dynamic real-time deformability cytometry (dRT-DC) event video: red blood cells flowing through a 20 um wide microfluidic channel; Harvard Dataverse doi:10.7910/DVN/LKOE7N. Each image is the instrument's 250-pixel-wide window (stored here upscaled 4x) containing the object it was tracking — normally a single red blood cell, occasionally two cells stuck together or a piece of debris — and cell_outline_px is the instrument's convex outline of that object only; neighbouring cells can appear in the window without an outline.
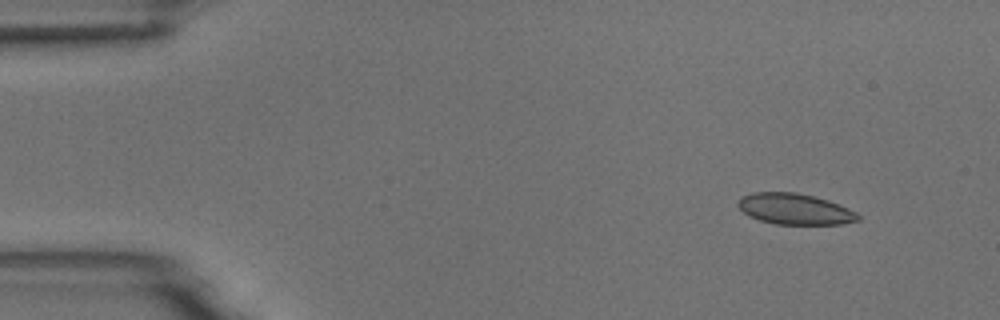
{"species": "common noctule bat (a hibernating species)", "species_latin": "Nyctalus noctula", "temperature_condition": "room temperature", "stored_images_in_passage": 4, "camera_frame_rate_fps": 3000, "um_per_image_px": 0.085, "animal": {"sex": "male", "body_mass_g": 18.8}, "frame": {"image": 1, "passage_image": 1, "time_ms": 0.0, "image_size_px": [1000, 320], "cell_outline_px": [[860, 220], [840, 224], [776, 224], [760, 220], [748, 216], [736, 204], [740, 196], [752, 192], [796, 192], [828, 200], [848, 208], [856, 212], [860, 216]], "centroid_in_image_um": [67.53, 17.76], "position_along_channel_um": 17.5, "area_um2": 21.68}}
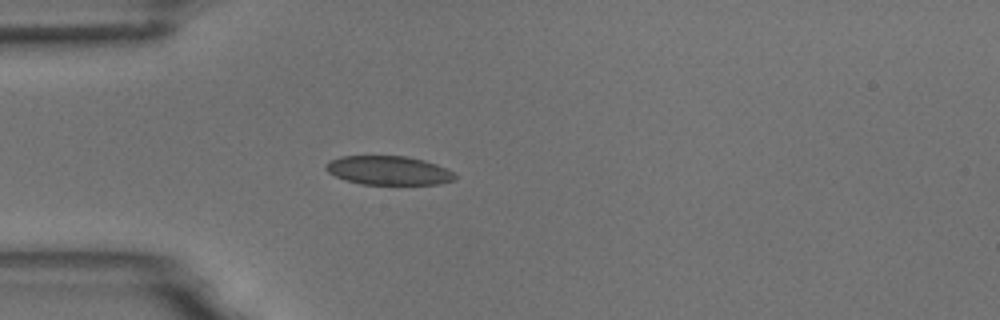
{"frame": {"image": 2, "passage_image": 4, "time_ms": 3.333, "image_size_px": [1000, 320], "cell_outline_px": [[456, 180], [440, 184], [360, 184], [344, 180], [328, 172], [324, 168], [324, 164], [328, 160], [340, 156], [404, 156], [424, 160], [448, 168], [456, 176]], "centroid_in_image_um": [33.0, 14.48], "position_along_channel_um": 52.0, "area_um2": 21.96}}